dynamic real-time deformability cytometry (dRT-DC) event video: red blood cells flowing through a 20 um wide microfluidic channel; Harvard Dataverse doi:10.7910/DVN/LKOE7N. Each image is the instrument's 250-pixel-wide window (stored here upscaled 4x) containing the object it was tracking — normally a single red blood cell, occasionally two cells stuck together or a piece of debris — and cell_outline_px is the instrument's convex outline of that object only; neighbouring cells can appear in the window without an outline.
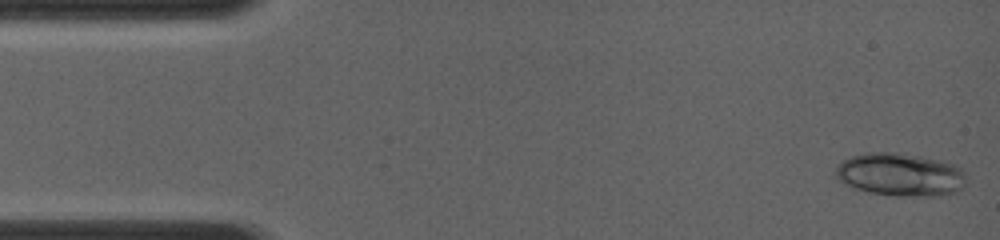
{"species": "common noctule bat (a hibernating species)", "species_latin": "Nyctalus noctula", "temperature_condition": "room temperature", "stored_images_in_passage": 15, "camera_frame_rate_fps": 4000, "um_per_image_px": 0.085, "animal": {"sex": "female", "body_mass_g": 19.0, "forearm_length_mm": 56.7}, "frame": {"image": 1, "passage_image": 1, "time_ms": 0.0, "image_size_px": [1000, 240], "cell_outline_px": [[964, 184], [956, 192], [940, 196], [896, 196], [868, 192], [856, 188], [836, 180], [836, 164], [852, 156], [868, 152], [896, 152], [920, 156], [940, 160], [952, 164], [960, 168], [964, 172]], "centroid_in_image_um": [76.5, 14.84], "position_along_channel_um": 8.5, "area_um2": 32.77}}
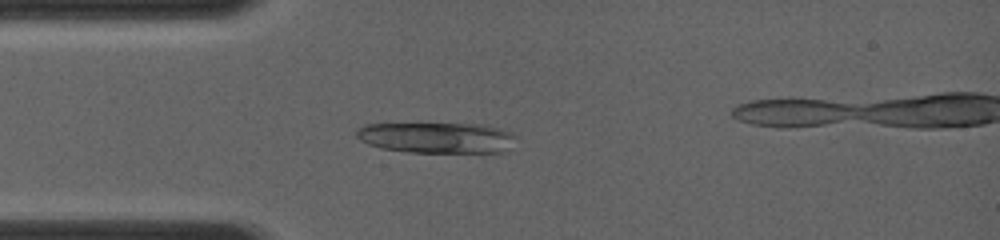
{"frame": {"image": 2, "passage_image": 13, "time_ms": 3.25, "image_size_px": [1000, 240], "cell_outline_px": [[516, 136], [504, 152], [408, 152], [380, 148], [368, 144], [360, 140], [356, 136], [356, 128], [364, 124], [484, 124], [500, 128], [512, 132]], "centroid_in_image_um": [37.08, 11.69], "position_along_channel_um": 47.9, "area_um2": 28.61}}